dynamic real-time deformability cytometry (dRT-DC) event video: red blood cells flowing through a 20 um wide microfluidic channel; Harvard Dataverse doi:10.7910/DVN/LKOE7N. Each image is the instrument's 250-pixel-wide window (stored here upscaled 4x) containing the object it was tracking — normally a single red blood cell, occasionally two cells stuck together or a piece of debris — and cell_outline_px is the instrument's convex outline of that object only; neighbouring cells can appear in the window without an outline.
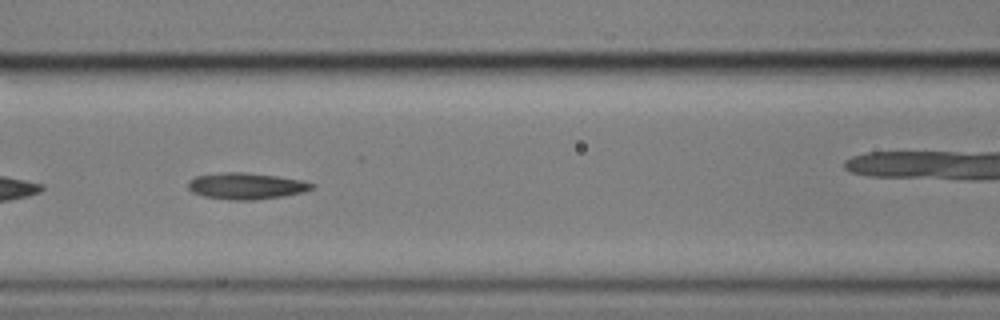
{"species": "common noctule bat (a hibernating species)", "species_latin": "Nyctalus noctula", "temperature_condition": "cold", "stored_images_in_passage": 10, "camera_frame_rate_fps": 3000, "um_per_image_px": 0.085, "animal": {"sex": "male", "body_mass_g": 17.9}, "frame": {"image": 1, "passage_image": 6, "time_ms": 1.667, "image_size_px": [1000, 320], "cell_outline_px": [[316, 184], [312, 188], [304, 192], [284, 196], [252, 200], [228, 200], [204, 196], [192, 192], [188, 188], [188, 180], [196, 176], [224, 172], [248, 172], [304, 180]], "centroid_in_image_um": [20.94, 15.81], "position_along_channel_um": 145.7, "area_um2": 19.19}}